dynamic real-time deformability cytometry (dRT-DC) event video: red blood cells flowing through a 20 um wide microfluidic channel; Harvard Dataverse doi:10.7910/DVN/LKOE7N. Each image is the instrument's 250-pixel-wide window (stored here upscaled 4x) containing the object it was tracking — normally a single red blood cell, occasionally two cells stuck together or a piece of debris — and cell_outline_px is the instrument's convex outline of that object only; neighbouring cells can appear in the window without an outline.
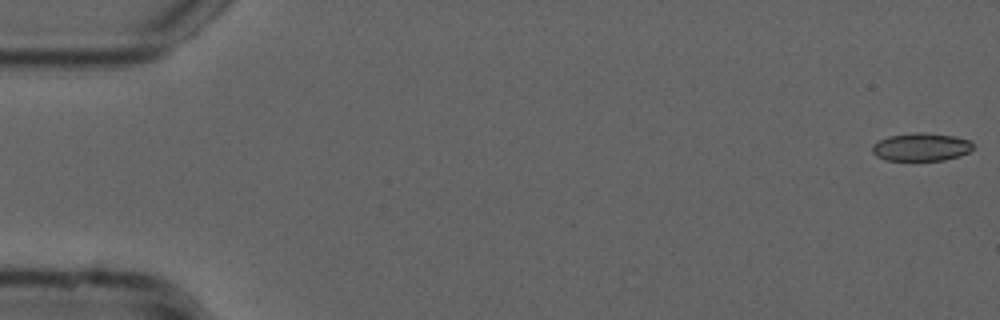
{"species": "common noctule bat (a hibernating species)", "species_latin": "Nyctalus noctula", "temperature_condition": "cold", "stored_images_in_passage": 8, "camera_frame_rate_fps": 3000, "um_per_image_px": 0.085, "animal": {"sex": "male", "forearm_length_mm": 52.5}, "frame": {"image": 1, "passage_image": 1, "time_ms": 0.0, "image_size_px": [1000, 320], "cell_outline_px": [[972, 148], [968, 152], [960, 156], [944, 160], [884, 160], [876, 156], [872, 152], [872, 144], [888, 136], [916, 132], [920, 132], [952, 136], [972, 140]], "centroid_in_image_um": [78.28, 12.5], "position_along_channel_um": 6.7, "area_um2": 16.42}}